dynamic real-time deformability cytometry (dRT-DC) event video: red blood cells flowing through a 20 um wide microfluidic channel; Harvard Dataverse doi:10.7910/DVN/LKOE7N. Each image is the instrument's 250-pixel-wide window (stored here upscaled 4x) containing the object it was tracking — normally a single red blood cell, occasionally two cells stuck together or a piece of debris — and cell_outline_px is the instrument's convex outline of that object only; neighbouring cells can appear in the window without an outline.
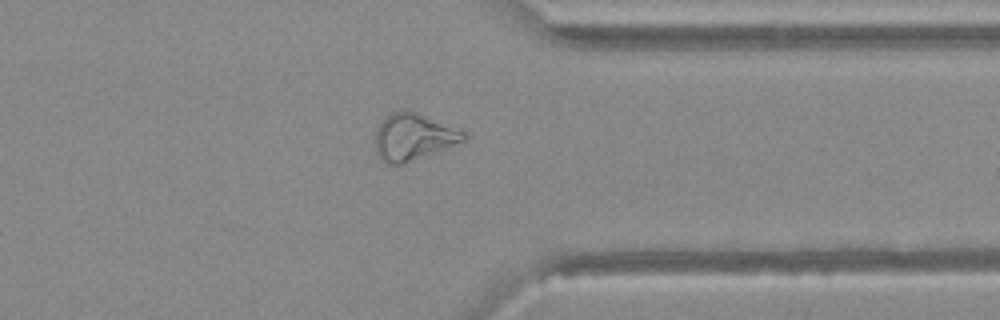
{"species": "Egyptian fruit bat (a non-hibernating species)", "species_latin": "Rousettus aegyptiacus", "temperature_condition": "warm", "stored_images_in_passage": 39, "camera_frame_rate_fps": 3000, "um_per_image_px": 0.085, "animal": {"sex": "female"}, "frame": {"image": 1, "passage_image": 28, "time_ms": 9.0, "image_size_px": [1000, 320], "cell_outline_px": [[468, 136], [464, 140], [404, 164], [392, 164], [384, 160], [380, 156], [376, 148], [376, 128], [384, 116], [400, 108], [404, 108], [464, 132]], "centroid_in_image_um": [35.07, 11.61], "position_along_channel_um": 376.3, "area_um2": 23.41}}
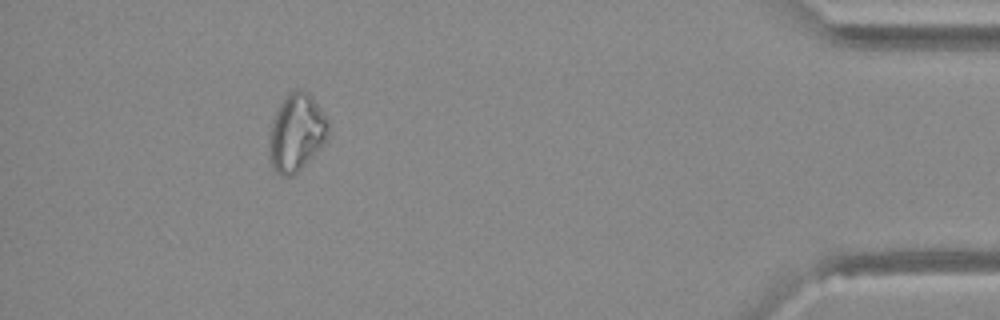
{"frame": {"image": 2, "passage_image": 34, "time_ms": 11.0, "image_size_px": [1000, 320], "cell_outline_px": [[328, 132], [324, 140], [304, 164], [296, 172], [288, 176], [280, 176], [272, 168], [268, 156], [268, 144], [272, 120], [280, 104], [288, 92], [296, 88], [300, 88], [308, 92], [312, 96], [328, 120]], "centroid_in_image_um": [25.14, 11.23], "position_along_channel_um": 410.1, "area_um2": 26.36}}